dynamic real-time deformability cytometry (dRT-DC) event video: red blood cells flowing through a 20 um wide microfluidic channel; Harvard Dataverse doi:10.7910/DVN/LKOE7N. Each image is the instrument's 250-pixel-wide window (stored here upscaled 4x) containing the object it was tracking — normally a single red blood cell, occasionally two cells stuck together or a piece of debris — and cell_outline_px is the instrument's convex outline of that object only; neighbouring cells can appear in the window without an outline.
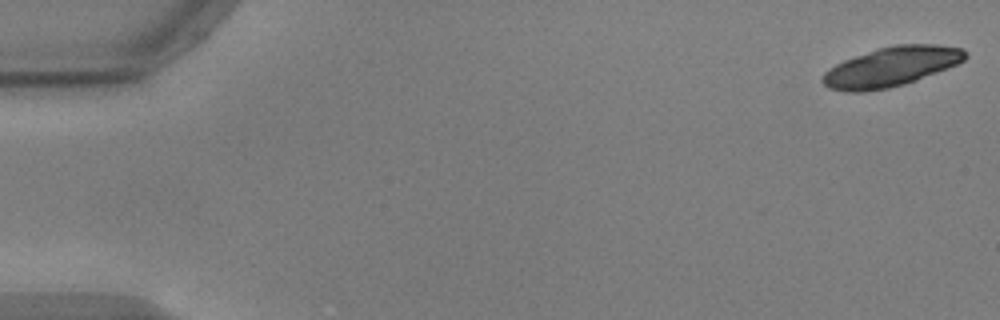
{"species": "common noctule bat (a hibernating species)", "species_latin": "Nyctalus noctula", "temperature_condition": "warm", "stored_images_in_passage": 19, "camera_frame_rate_fps": 3000, "um_per_image_px": 0.085, "animal": {"sex": "male", "body_mass_g": 17.9, "forearm_length_mm": 54.2}, "frame": {"image": 1, "passage_image": 1, "time_ms": 0.0, "image_size_px": [1000, 320], "cell_outline_px": [[968, 56], [964, 60], [948, 68], [916, 80], [904, 84], [888, 88], [868, 92], [844, 92], [828, 88], [820, 80], [824, 72], [828, 68], [844, 60], [880, 48], [896, 44], [936, 44], [964, 48], [968, 52]], "centroid_in_image_um": [75.75, 5.68], "position_along_channel_um": 9.3, "area_um2": 33.0}}